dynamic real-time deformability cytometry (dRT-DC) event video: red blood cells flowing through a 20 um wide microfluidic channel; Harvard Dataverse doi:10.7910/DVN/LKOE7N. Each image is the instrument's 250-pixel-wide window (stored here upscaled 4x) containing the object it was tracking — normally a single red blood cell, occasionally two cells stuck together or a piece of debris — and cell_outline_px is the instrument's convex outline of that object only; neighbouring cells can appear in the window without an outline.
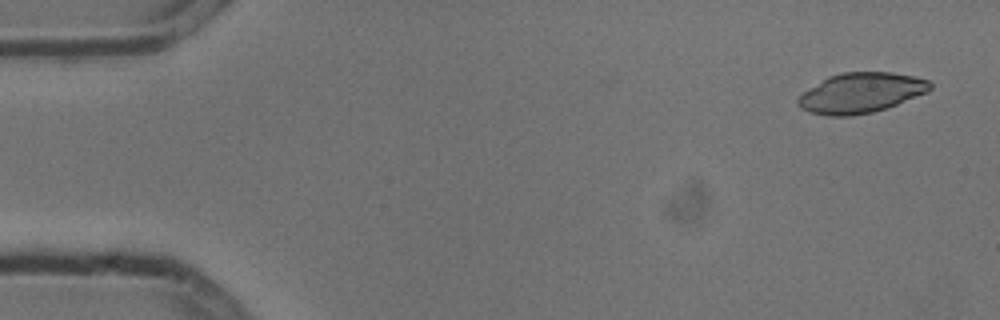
{"species": "common noctule bat (a hibernating species)", "species_latin": "Nyctalus noctula", "temperature_condition": "cold", "stored_images_in_passage": 8, "camera_frame_rate_fps": 3000, "um_per_image_px": 0.085, "animal": {"sex": "male", "body_mass_g": 13.3}, "frame": {"image": 1, "passage_image": 1, "time_ms": 0.0, "image_size_px": [1000, 320], "cell_outline_px": [[932, 88], [928, 92], [896, 104], [872, 112], [848, 116], [828, 116], [812, 112], [796, 104], [796, 100], [804, 92], [828, 76], [840, 72], [892, 72], [912, 76], [928, 80], [932, 84]], "centroid_in_image_um": [73.19, 7.88], "position_along_channel_um": 11.8, "area_um2": 30.52}}